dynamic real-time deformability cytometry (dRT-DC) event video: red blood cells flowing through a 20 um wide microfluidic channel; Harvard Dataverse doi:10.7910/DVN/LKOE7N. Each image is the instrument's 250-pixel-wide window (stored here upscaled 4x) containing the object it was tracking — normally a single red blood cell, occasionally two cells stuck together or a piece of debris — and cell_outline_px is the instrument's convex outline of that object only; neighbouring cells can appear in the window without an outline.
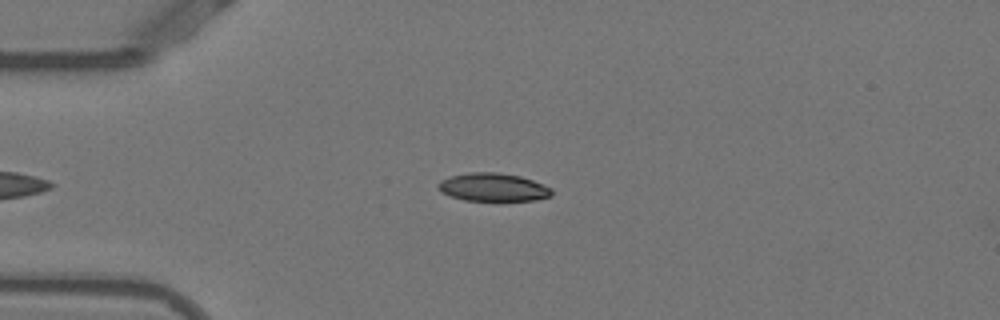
{"species": "Egyptian fruit bat (a non-hibernating species)", "species_latin": "Rousettus aegyptiacus", "temperature_condition": "warm", "stored_images_in_passage": 38, "camera_frame_rate_fps": 3000, "um_per_image_px": 0.085, "animal": {"sex": "female"}, "frame": {"image": 1, "passage_image": 3, "time_ms": 0.667, "image_size_px": [1000, 320], "cell_outline_px": [[552, 196], [536, 200], [464, 200], [440, 192], [436, 184], [440, 180], [448, 176], [468, 172], [496, 172], [520, 176], [532, 180], [552, 188]], "centroid_in_image_um": [41.88, 15.9], "position_along_channel_um": 43.1, "area_um2": 18.67}}
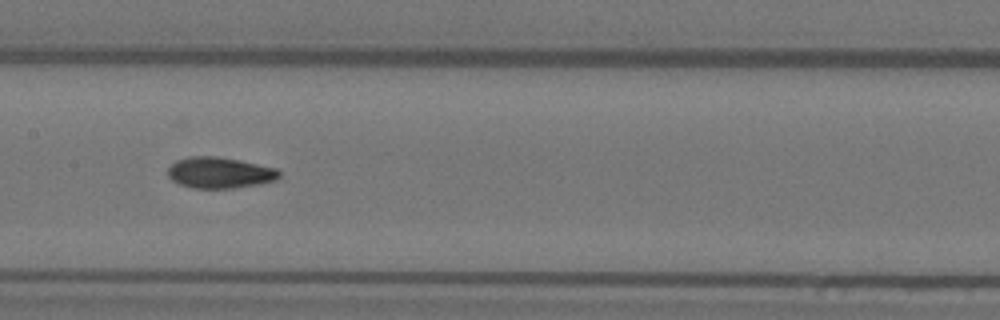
{"frame": {"image": 2, "passage_image": 16, "time_ms": 5.0, "image_size_px": [1000, 320], "cell_outline_px": [[280, 176], [276, 180], [260, 184], [232, 188], [192, 188], [180, 184], [172, 180], [168, 176], [168, 168], [176, 160], [188, 156], [216, 156], [240, 160], [276, 168], [280, 172]], "centroid_in_image_um": [18.67, 14.67], "position_along_channel_um": 188.7, "area_um2": 20.23}}
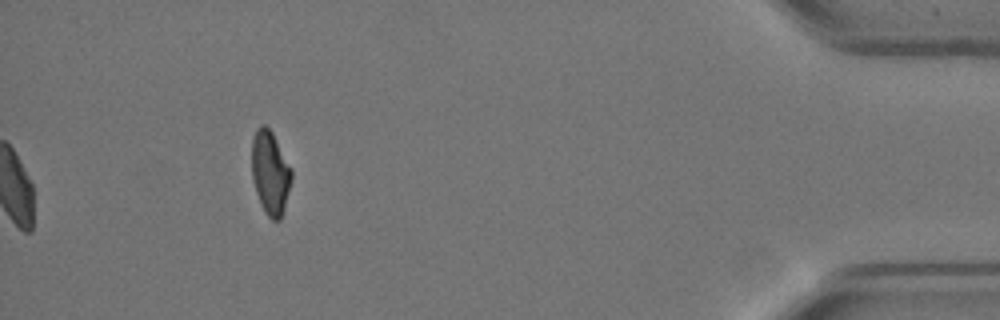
{"frame": {"image": 3, "passage_image": 38, "time_ms": 12.333, "image_size_px": [1000, 320], "cell_outline_px": [[292, 180], [284, 208], [280, 220], [272, 220], [268, 216], [260, 204], [252, 180], [252, 140], [256, 128], [260, 124], [264, 124], [272, 132], [292, 168]], "centroid_in_image_um": [22.97, 14.66], "position_along_channel_um": 412.2, "area_um2": 19.48}, "authors_computed_cell_mechanics": {"area_um2": 20.0566, "velocity_mm_per_s": 3.8822, "shape_relaxation_time_tau1_ms": 6.4052, "shape_relaxation_time_tau2_ms": 2.3881, "deformation_change_tau1": 0.1824, "deformation_change_tau2": 0.0682}}